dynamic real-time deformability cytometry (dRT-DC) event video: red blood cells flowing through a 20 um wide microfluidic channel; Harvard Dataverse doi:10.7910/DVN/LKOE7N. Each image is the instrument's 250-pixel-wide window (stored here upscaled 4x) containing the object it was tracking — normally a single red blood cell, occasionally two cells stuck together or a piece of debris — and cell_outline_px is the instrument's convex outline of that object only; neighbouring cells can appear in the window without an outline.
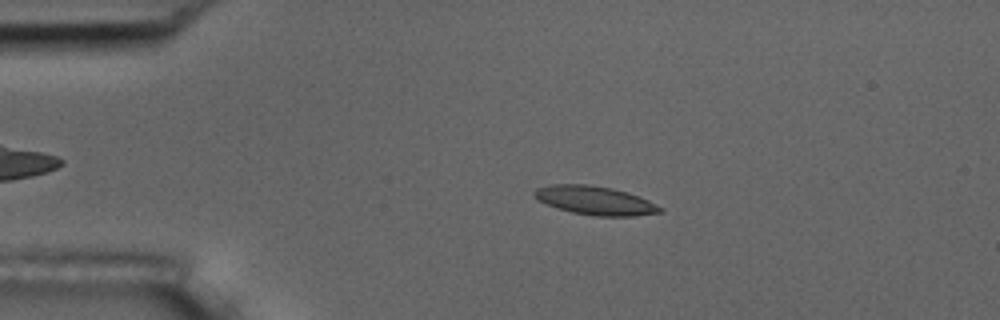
{"species": "common noctule bat (a hibernating species)", "species_latin": "Nyctalus noctula", "temperature_condition": "room temperature", "stored_images_in_passage": 3, "camera_frame_rate_fps": 3000, "um_per_image_px": 0.085, "animal": {"sex": "male", "body_mass_g": 17.5, "forearm_length_mm": 52.3}, "frame": {"image": 1, "passage_image": 2, "time_ms": 2.0, "image_size_px": [1000, 320], "cell_outline_px": [[664, 212], [636, 216], [596, 216], [572, 212], [556, 208], [536, 200], [532, 192], [536, 188], [552, 184], [584, 184], [612, 188], [648, 200], [664, 208]], "centroid_in_image_um": [50.55, 17.05], "position_along_channel_um": 34.4, "area_um2": 21.04}}